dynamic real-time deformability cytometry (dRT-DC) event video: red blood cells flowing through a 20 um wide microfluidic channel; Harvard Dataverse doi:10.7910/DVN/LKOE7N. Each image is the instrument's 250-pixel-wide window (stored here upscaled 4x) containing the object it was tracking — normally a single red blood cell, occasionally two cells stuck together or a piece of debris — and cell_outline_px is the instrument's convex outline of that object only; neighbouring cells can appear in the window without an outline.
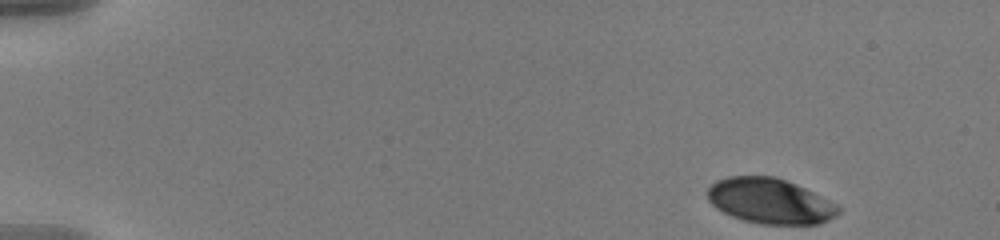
{"species": "human", "species_latin": "Homo sapiens", "temperature_condition": "warm", "stored_images_in_passage": 35, "camera_frame_rate_fps": 3000, "um_per_image_px": 0.085, "donor": {"sex": "male"}, "frame": {"image": 1, "passage_image": 1, "time_ms": 0.0, "image_size_px": [1000, 240], "cell_outline_px": [[844, 208], [836, 216], [820, 224], [760, 224], [744, 220], [732, 216], [716, 208], [708, 200], [708, 188], [716, 180], [728, 176], [776, 176], [796, 184]], "centroid_in_image_um": [65.46, 17.09], "position_along_channel_um": 19.5, "area_um2": 34.56}}
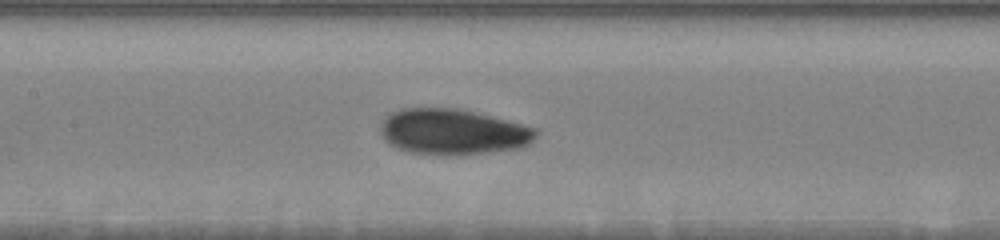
{"frame": {"image": 2, "passage_image": 16, "time_ms": 5.0, "image_size_px": [1000, 240], "cell_outline_px": [[536, 136], [524, 148], [456, 156], [408, 152], [396, 148], [384, 140], [380, 132], [380, 128], [384, 120], [392, 112], [400, 108], [460, 108], [536, 128]], "centroid_in_image_um": [38.48, 11.22], "position_along_channel_um": 168.9, "area_um2": 41.56}}
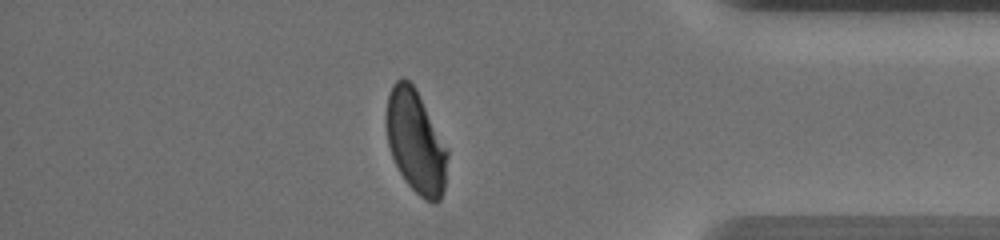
{"frame": {"image": 3, "passage_image": 30, "time_ms": 9.667, "image_size_px": [1000, 240], "cell_outline_px": [[448, 156], [444, 192], [440, 200], [432, 204], [424, 200], [404, 180], [392, 156], [388, 144], [384, 120], [388, 96], [392, 84], [400, 76], [404, 76], [416, 88], [448, 148]], "centroid_in_image_um": [35.33, 12.03], "position_along_channel_um": 399.9, "area_um2": 37.28}}